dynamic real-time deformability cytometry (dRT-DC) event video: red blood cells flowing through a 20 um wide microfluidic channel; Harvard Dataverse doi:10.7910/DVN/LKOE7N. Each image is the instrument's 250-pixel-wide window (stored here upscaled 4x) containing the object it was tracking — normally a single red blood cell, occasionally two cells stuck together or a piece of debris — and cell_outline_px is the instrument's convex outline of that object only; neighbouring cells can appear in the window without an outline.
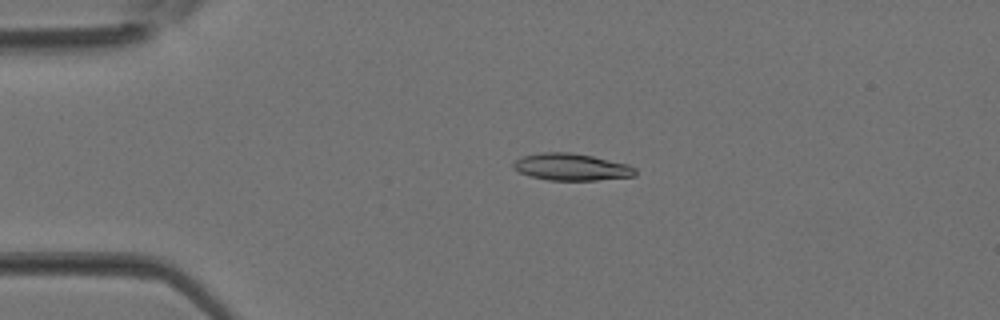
{"species": "Egyptian fruit bat (a non-hibernating species)", "species_latin": "Rousettus aegyptiacus", "temperature_condition": "room temperature", "stored_images_in_passage": 3, "camera_frame_rate_fps": 3000, "um_per_image_px": 0.085, "animal": {"sex": "female"}, "frame": {"image": 1, "passage_image": 3, "time_ms": 0.667, "image_size_px": [1000, 320], "cell_outline_px": [[636, 176], [596, 180], [548, 180], [532, 176], [520, 172], [512, 168], [512, 164], [520, 156], [540, 152], [568, 152], [592, 156], [628, 164], [636, 168]], "centroid_in_image_um": [48.56, 14.19], "position_along_channel_um": 36.4, "area_um2": 19.19}}